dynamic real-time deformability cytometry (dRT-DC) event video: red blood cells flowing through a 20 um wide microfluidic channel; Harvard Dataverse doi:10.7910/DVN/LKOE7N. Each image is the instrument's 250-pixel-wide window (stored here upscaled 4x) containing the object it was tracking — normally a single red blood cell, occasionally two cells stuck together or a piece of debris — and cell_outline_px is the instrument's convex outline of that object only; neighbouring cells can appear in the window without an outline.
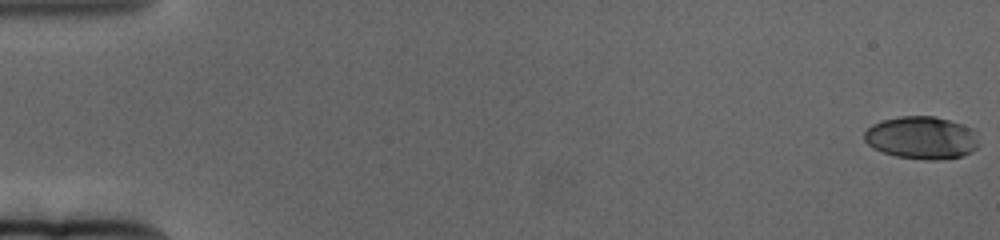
{"species": "human", "species_latin": "Homo sapiens", "temperature_condition": "cold", "stored_images_in_passage": 67, "camera_frame_rate_fps": 3000, "um_per_image_px": 0.085, "donor": {"sex": "female"}, "frame": {"image": 1, "passage_image": 1, "time_ms": 0.0, "image_size_px": [1000, 240], "cell_outline_px": [[980, 144], [972, 152], [964, 156], [940, 160], [924, 160], [896, 156], [872, 148], [864, 140], [864, 132], [872, 124], [880, 120], [900, 116], [936, 116], [972, 128], [976, 132]], "centroid_in_image_um": [78.35, 11.71], "position_along_channel_um": 6.6, "area_um2": 28.84}}
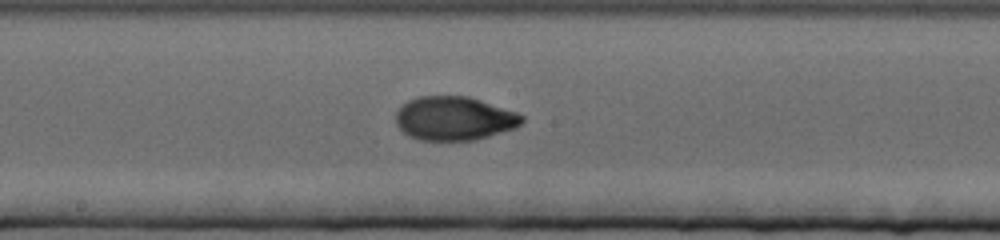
{"frame": {"image": 2, "passage_image": 37, "time_ms": 12.0, "image_size_px": [1000, 240], "cell_outline_px": [[524, 120], [516, 128], [476, 140], [420, 140], [408, 136], [396, 124], [396, 112], [408, 100], [420, 96], [468, 96], [516, 112], [524, 116]], "centroid_in_image_um": [38.61, 10.07], "position_along_channel_um": 209.6, "area_um2": 32.14}}
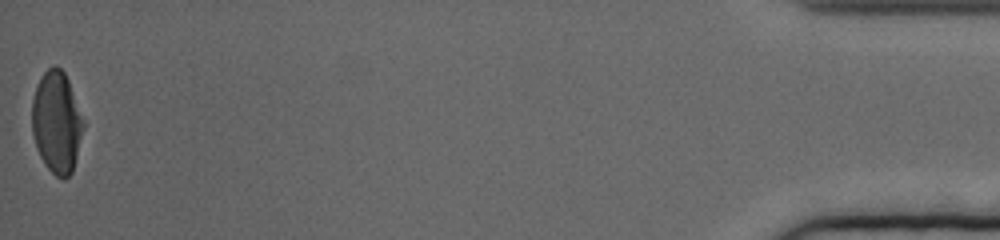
{"frame": {"image": 3, "passage_image": 67, "time_ms": 22.0, "image_size_px": [1000, 240], "cell_outline_px": [[84, 128], [72, 172], [64, 180], [56, 176], [48, 168], [40, 156], [36, 148], [32, 132], [32, 100], [40, 76], [52, 64], [56, 64], [64, 72], [68, 80], [84, 120]], "centroid_in_image_um": [4.81, 10.37], "position_along_channel_um": 430.4, "area_um2": 30.52}, "authors_computed_cell_mechanics": {"area_um2": 30.923, "velocity_mm_per_s": 3.1023, "shape_relaxation_time_tau1_ms": 4.6921, "shape_relaxation_time_tau2_ms": 1.8618, "deformation_change_tau1": 0.2115, "deformation_change_tau2": 0.0327}}